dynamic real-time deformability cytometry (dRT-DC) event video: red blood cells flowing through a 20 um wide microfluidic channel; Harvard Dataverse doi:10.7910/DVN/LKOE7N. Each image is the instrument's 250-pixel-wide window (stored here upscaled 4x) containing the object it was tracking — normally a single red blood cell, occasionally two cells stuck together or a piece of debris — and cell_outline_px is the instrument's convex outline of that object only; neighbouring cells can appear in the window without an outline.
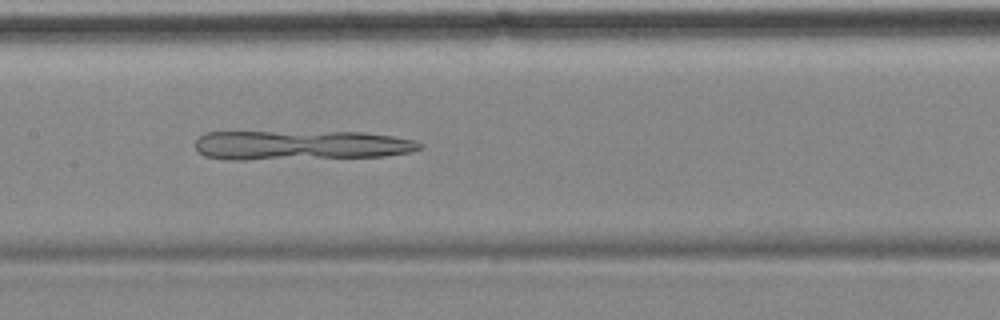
{"species": "common noctule bat (a hibernating species)", "species_latin": "Nyctalus noctula", "temperature_condition": "cold", "stored_images_in_passage": 42, "camera_frame_rate_fps": 3000, "um_per_image_px": 0.085, "animal": {"sex": "female", "body_mass_g": 18.4}, "frame": {"image": 1, "passage_image": 13, "time_ms": 4.0, "image_size_px": [1000, 320], "cell_outline_px": [[424, 148], [408, 152], [384, 156], [248, 160], [228, 160], [204, 156], [196, 148], [196, 140], [204, 132], [364, 132], [392, 136], [416, 140], [424, 144]], "centroid_in_image_um": [25.58, 12.34], "position_along_channel_um": 181.8, "area_um2": 38.9}}